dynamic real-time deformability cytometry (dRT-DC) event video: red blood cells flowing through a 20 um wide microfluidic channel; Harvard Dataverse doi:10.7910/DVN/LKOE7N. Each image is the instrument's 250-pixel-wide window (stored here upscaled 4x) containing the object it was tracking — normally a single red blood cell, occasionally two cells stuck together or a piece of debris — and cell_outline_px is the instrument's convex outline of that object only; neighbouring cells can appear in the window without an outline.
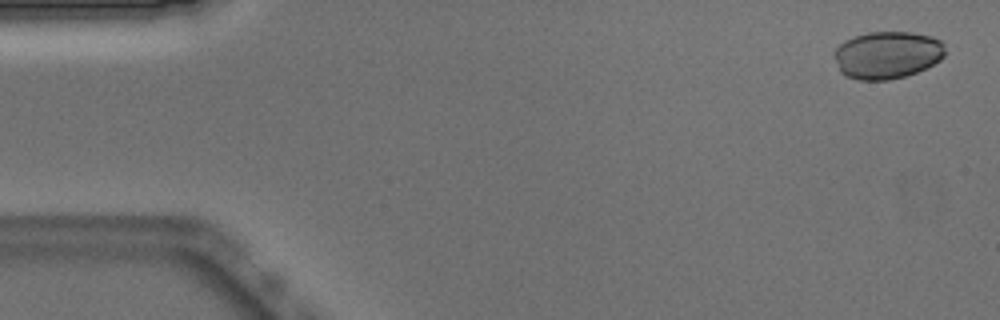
{"species": "Egyptian fruit bat (a non-hibernating species)", "species_latin": "Rousettus aegyptiacus", "temperature_condition": "warm", "stored_images_in_passage": 51, "camera_frame_rate_fps": 3000, "um_per_image_px": 0.085, "animal": {"sex": "male"}, "frame": {"image": 1, "passage_image": 2, "time_ms": 0.333, "image_size_px": [1000, 320], "cell_outline_px": [[944, 56], [940, 60], [916, 72], [904, 76], [888, 80], [860, 80], [848, 76], [840, 72], [836, 60], [836, 48], [844, 40], [868, 32], [912, 32], [932, 36], [940, 40], [944, 44]], "centroid_in_image_um": [75.43, 4.66], "position_along_channel_um": 9.6, "area_um2": 30.4}}
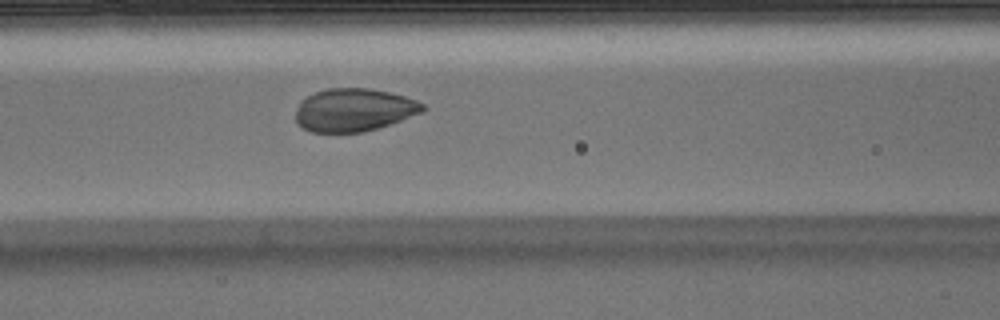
{"frame": {"image": 2, "passage_image": 21, "time_ms": 6.667, "image_size_px": [1000, 320], "cell_outline_px": [[428, 108], [424, 112], [364, 132], [312, 132], [304, 128], [296, 120], [296, 112], [300, 100], [316, 92], [328, 88], [368, 88], [388, 92], [404, 96], [416, 100], [424, 104]], "centroid_in_image_um": [30.1, 9.34], "position_along_channel_um": 136.5, "area_um2": 31.62}}
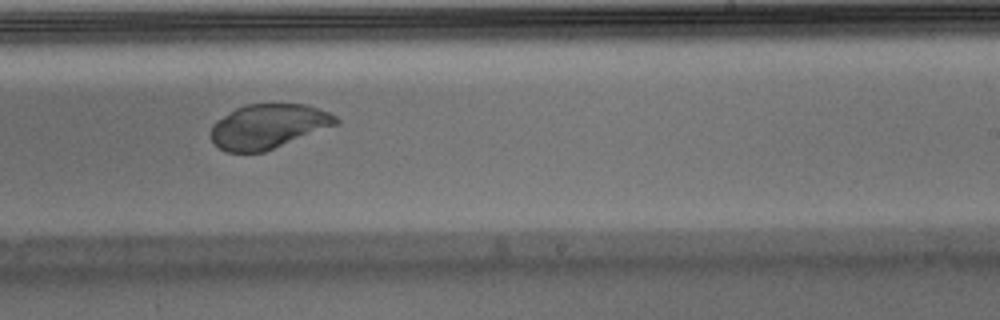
{"frame": {"image": 3, "passage_image": 31, "time_ms": 10.0, "image_size_px": [1000, 320], "cell_outline_px": [[340, 124], [264, 152], [228, 152], [220, 148], [212, 140], [208, 132], [212, 124], [216, 120], [236, 108], [248, 104], [308, 104], [328, 112], [336, 116], [340, 120]], "centroid_in_image_um": [22.81, 10.74], "position_along_channel_um": 266.2, "area_um2": 32.66}}